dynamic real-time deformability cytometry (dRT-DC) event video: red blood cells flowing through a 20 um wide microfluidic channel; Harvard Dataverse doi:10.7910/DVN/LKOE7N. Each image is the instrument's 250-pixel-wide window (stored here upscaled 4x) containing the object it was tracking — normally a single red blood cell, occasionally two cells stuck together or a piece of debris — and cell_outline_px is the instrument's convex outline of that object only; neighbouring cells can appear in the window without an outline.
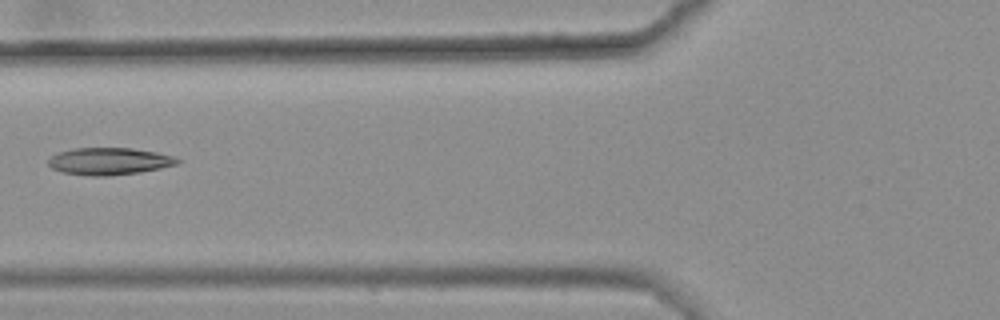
{"species": "common noctule bat (a hibernating species)", "species_latin": "Nyctalus noctula", "temperature_condition": "warm", "stored_images_in_passage": 7, "camera_frame_rate_fps": 3000, "um_per_image_px": 0.085, "animal": {"sex": "female", "body_mass_g": 25.1}, "frame": {"image": 1, "passage_image": 4, "time_ms": 1.0, "image_size_px": [1000, 320], "cell_outline_px": [[180, 160], [176, 164], [160, 168], [140, 172], [108, 176], [88, 176], [60, 172], [52, 168], [48, 164], [48, 160], [56, 152], [72, 148], [132, 148], [156, 152], [172, 156]], "centroid_in_image_um": [9.22, 13.71], "position_along_channel_um": 116.6, "area_um2": 20.46}}
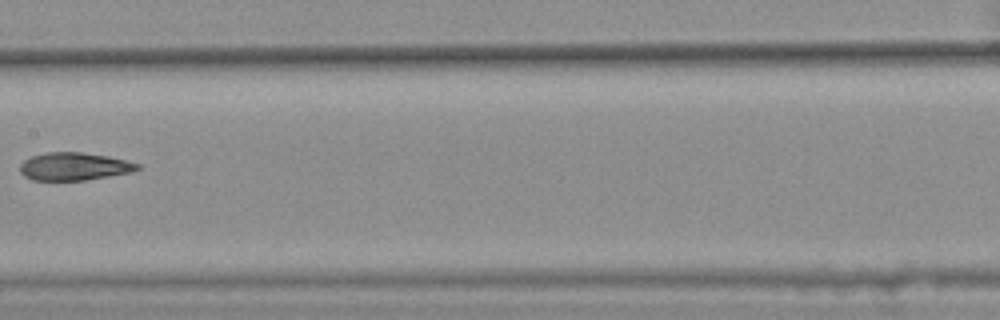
{"frame": {"image": 2, "passage_image": 6, "time_ms": 1.667, "image_size_px": [1000, 320], "cell_outline_px": [[140, 168], [132, 172], [84, 180], [32, 180], [24, 176], [20, 172], [20, 164], [24, 160], [32, 156], [48, 152], [80, 152], [108, 156], [140, 164]], "centroid_in_image_um": [6.28, 14.15], "position_along_channel_um": 201.1, "area_um2": 18.9}}
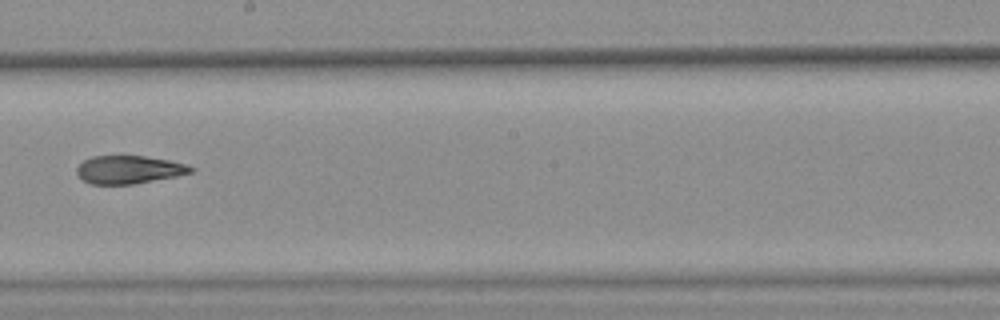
{"frame": {"image": 3, "passage_image": 7, "time_ms": 2.0, "image_size_px": [1000, 320], "cell_outline_px": [[196, 168], [192, 172], [176, 176], [136, 184], [88, 184], [76, 172], [76, 168], [84, 160], [92, 156], [144, 156], [168, 160], [184, 164]], "centroid_in_image_um": [10.95, 14.42], "position_along_channel_um": 237.3, "area_um2": 18.55}}